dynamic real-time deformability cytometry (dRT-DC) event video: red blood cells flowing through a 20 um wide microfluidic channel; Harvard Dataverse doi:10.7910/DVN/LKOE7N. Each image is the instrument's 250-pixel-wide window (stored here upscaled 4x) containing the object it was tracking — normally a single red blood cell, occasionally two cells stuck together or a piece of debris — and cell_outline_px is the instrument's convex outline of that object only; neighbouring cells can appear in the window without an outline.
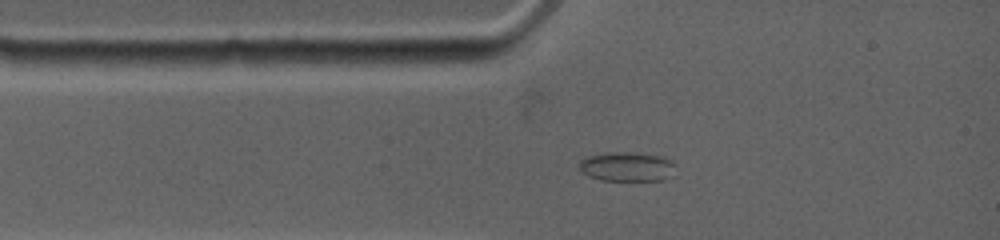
{"species": "common noctule bat (a hibernating species)", "species_latin": "Nyctalus noctula", "temperature_condition": "warm", "stored_images_in_passage": 23, "camera_frame_rate_fps": 4500, "um_per_image_px": 0.085, "animal": {"sex": "female", "body_mass_g": 19.0, "forearm_length_mm": 53.3}, "frame": {"image": 1, "passage_image": 2, "time_ms": 1.333, "image_size_px": [1000, 240], "cell_outline_px": [[676, 176], [664, 180], [600, 180], [588, 176], [580, 168], [580, 160], [588, 156], [604, 152], [628, 152], [664, 156], [672, 160], [676, 164]], "centroid_in_image_um": [53.39, 14.16], "position_along_channel_um": 31.6, "area_um2": 16.88}}
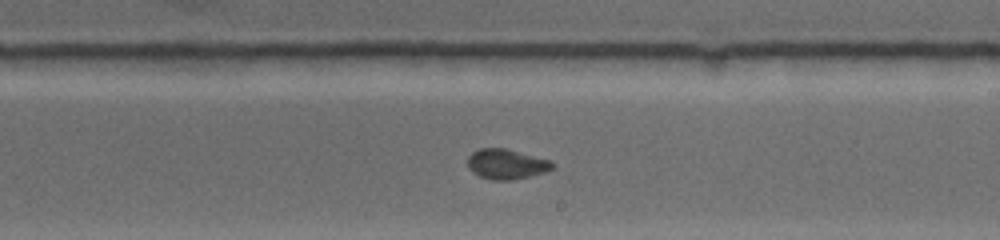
{"frame": {"image": 2, "passage_image": 8, "time_ms": 7.111, "image_size_px": [1000, 240], "cell_outline_px": [[556, 164], [552, 168], [544, 172], [512, 180], [492, 180], [480, 176], [472, 172], [468, 168], [468, 156], [472, 152], [480, 148], [504, 148], [552, 160]], "centroid_in_image_um": [43.04, 13.94], "position_along_channel_um": 246.0, "area_um2": 14.85}}
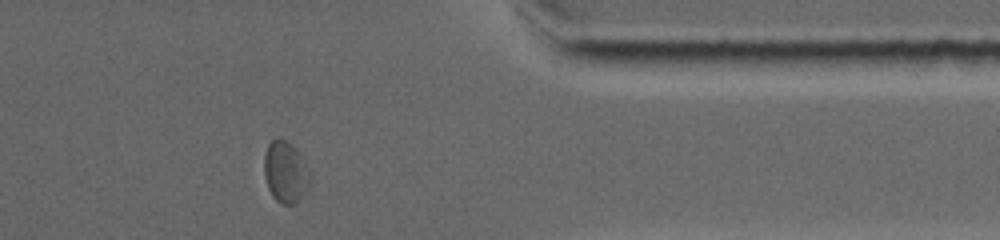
{"frame": {"image": 3, "passage_image": 17, "time_ms": 11.333, "image_size_px": [1000, 240], "cell_outline_px": [[312, 180], [308, 188], [292, 204], [280, 204], [272, 196], [268, 188], [264, 176], [264, 152], [268, 144], [276, 136], [280, 136], [292, 144], [296, 148], [312, 172]], "centroid_in_image_um": [24.27, 14.56], "position_along_channel_um": 387.1, "area_um2": 16.88}, "authors_computed_cell_mechanics": {"area_um2": 15.2592, "velocity_mm_per_s": 3.763, "shape_relaxation_time_tau1_ms": 3.6662, "shape_relaxation_time_tau2_ms": null, "deformation_change_tau1": 0.1049, "deformation_change_tau2": null}}